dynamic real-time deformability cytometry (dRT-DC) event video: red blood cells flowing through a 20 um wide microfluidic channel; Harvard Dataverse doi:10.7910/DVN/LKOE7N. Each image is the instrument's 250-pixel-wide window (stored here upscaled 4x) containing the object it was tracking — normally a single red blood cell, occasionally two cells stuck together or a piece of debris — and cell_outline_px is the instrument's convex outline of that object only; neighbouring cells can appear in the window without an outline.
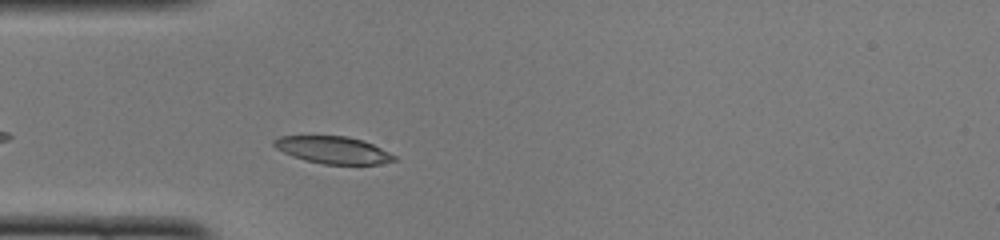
{"species": "common noctule bat (a hibernating species)", "species_latin": "Nyctalus noctula", "temperature_condition": "cold", "stored_images_in_passage": 29, "camera_frame_rate_fps": 3000, "um_per_image_px": 0.085, "animal": {"sex": "female", "body_mass_g": 22.0, "forearm_length_mm": 56.7}, "frame": {"image": 1, "passage_image": 4, "time_ms": 1.0, "image_size_px": [1000, 240], "cell_outline_px": [[396, 160], [380, 164], [324, 164], [304, 160], [292, 156], [276, 148], [272, 144], [272, 140], [280, 136], [348, 136], [364, 140], [396, 156]], "centroid_in_image_um": [28.29, 12.74], "position_along_channel_um": 56.7, "area_um2": 19.02}}
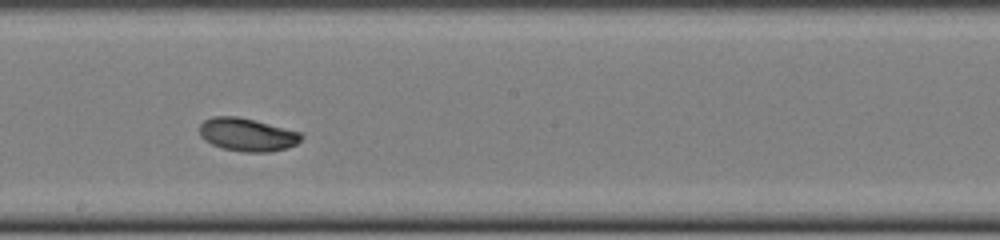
{"frame": {"image": 2, "passage_image": 17, "time_ms": 5.333, "image_size_px": [1000, 240], "cell_outline_px": [[304, 136], [296, 144], [288, 148], [268, 152], [244, 152], [220, 148], [204, 140], [200, 136], [200, 124], [204, 120], [212, 116], [236, 116], [300, 132]], "centroid_in_image_um": [20.98, 11.46], "position_along_channel_um": 227.2, "area_um2": 19.54}}
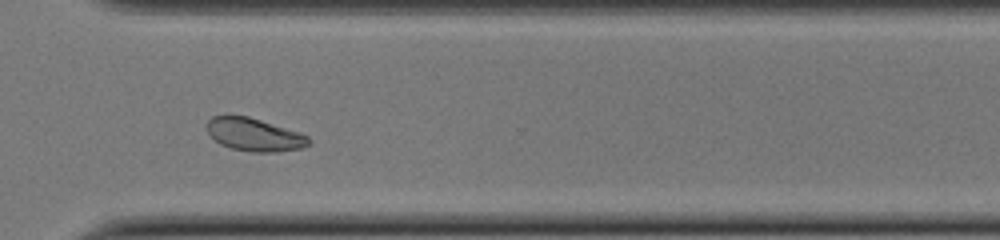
{"frame": {"image": 3, "passage_image": 26, "time_ms": 8.333, "image_size_px": [1000, 240], "cell_outline_px": [[312, 144], [304, 148], [276, 152], [252, 152], [232, 148], [220, 144], [208, 136], [208, 120], [212, 116], [248, 116], [300, 132], [308, 136], [312, 140]], "centroid_in_image_um": [21.66, 11.46], "position_along_channel_um": 348.9, "area_um2": 19.71}, "authors_computed_cell_mechanics": {"area_um2": 19.4786, "velocity_mm_per_s": 4.0284, "shape_relaxation_time_tau1_ms": 2.4955, "shape_relaxation_time_tau2_ms": 1.4018, "deformation_change_tau1": 0.1405, "deformation_change_tau2": 0.0453}}